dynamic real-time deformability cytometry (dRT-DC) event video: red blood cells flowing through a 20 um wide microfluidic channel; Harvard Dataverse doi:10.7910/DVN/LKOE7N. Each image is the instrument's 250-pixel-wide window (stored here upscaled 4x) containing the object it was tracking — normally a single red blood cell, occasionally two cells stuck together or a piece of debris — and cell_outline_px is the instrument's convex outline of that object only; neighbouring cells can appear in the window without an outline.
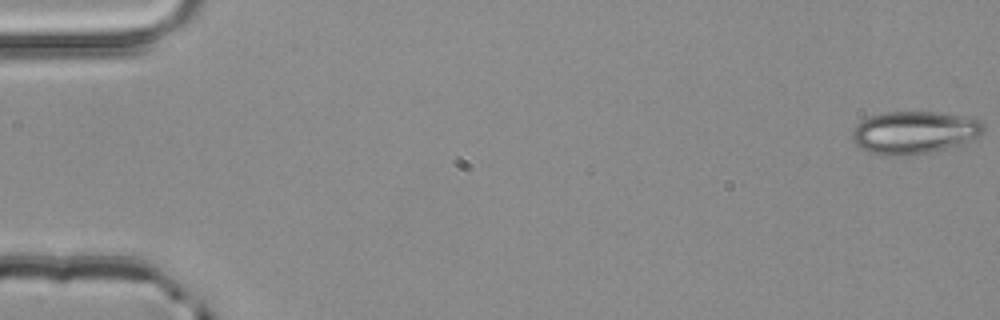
{"species": "common noctule bat (a hibernating species)", "species_latin": "Nyctalus noctula", "temperature_condition": "room temperature", "stored_images_in_passage": 4, "camera_frame_rate_fps": 3000, "um_per_image_px": 0.085, "animal": {"sex": "male", "body_mass_g": 20.4}, "frame": {"image": 1, "passage_image": 1, "time_ms": 0.0, "image_size_px": [1000, 320], "cell_outline_px": [[984, 132], [980, 136], [960, 144], [928, 152], [872, 152], [860, 148], [852, 140], [852, 132], [868, 116], [884, 112], [936, 112], [964, 116], [980, 120], [984, 124]], "centroid_in_image_um": [77.77, 11.19], "position_along_channel_um": 7.2, "area_um2": 31.33}}